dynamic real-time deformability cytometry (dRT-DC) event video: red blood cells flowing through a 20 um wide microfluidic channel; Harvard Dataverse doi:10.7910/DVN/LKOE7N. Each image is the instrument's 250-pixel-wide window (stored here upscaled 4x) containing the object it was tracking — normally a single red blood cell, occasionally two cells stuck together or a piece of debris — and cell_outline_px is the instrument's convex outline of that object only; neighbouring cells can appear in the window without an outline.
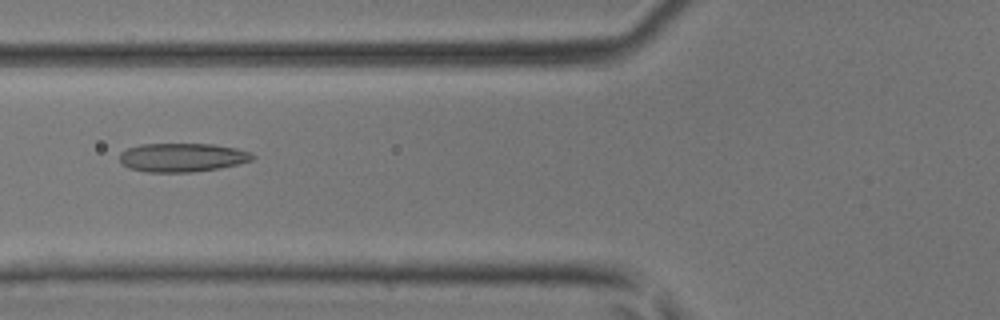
{"species": "common noctule bat (a hibernating species)", "species_latin": "Nyctalus noctula", "temperature_condition": "room temperature", "stored_images_in_passage": 39, "camera_frame_rate_fps": 3000, "um_per_image_px": 0.085, "animal": {"sex": "male", "body_mass_g": 17.9, "forearm_length_mm": 54.2}, "frame": {"image": 1, "passage_image": 12, "time_ms": 3.667, "image_size_px": [1000, 320], "cell_outline_px": [[256, 156], [252, 160], [240, 164], [220, 168], [192, 172], [148, 172], [128, 168], [120, 160], [120, 152], [128, 148], [140, 144], [212, 144], [236, 148], [252, 152]], "centroid_in_image_um": [15.53, 13.38], "position_along_channel_um": 110.3, "area_um2": 22.37}}
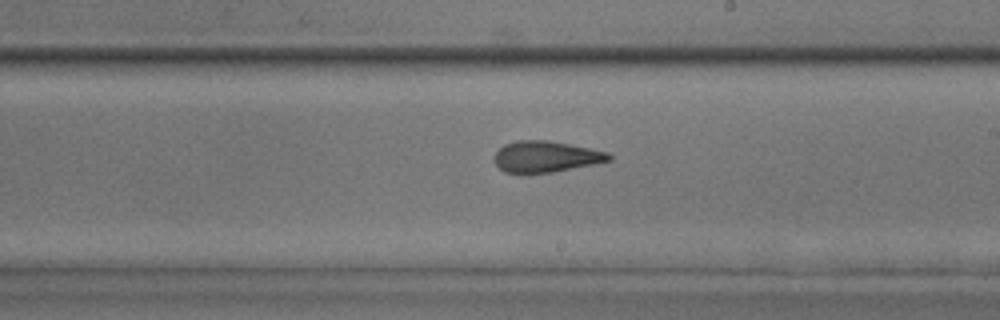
{"frame": {"image": 2, "passage_image": 21, "time_ms": 6.667, "image_size_px": [1000, 320], "cell_outline_px": [[612, 160], [596, 164], [552, 172], [520, 176], [504, 172], [492, 160], [496, 152], [504, 144], [516, 140], [548, 140], [608, 152], [612, 156]], "centroid_in_image_um": [46.34, 13.35], "position_along_channel_um": 242.7, "area_um2": 21.39}}
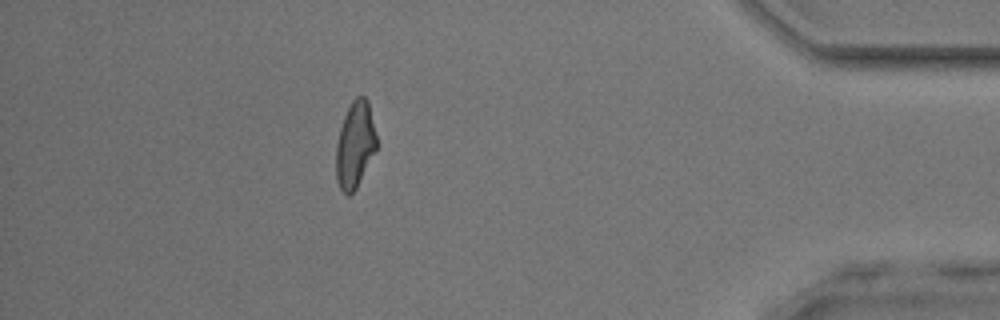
{"frame": {"image": 3, "passage_image": 35, "time_ms": 11.333, "image_size_px": [1000, 320], "cell_outline_px": [[376, 148], [356, 188], [348, 196], [340, 188], [336, 180], [336, 144], [340, 128], [344, 116], [352, 100], [356, 96], [364, 96], [368, 100], [376, 136]], "centroid_in_image_um": [30.16, 12.29], "position_along_channel_um": 405.0, "area_um2": 20.06}}